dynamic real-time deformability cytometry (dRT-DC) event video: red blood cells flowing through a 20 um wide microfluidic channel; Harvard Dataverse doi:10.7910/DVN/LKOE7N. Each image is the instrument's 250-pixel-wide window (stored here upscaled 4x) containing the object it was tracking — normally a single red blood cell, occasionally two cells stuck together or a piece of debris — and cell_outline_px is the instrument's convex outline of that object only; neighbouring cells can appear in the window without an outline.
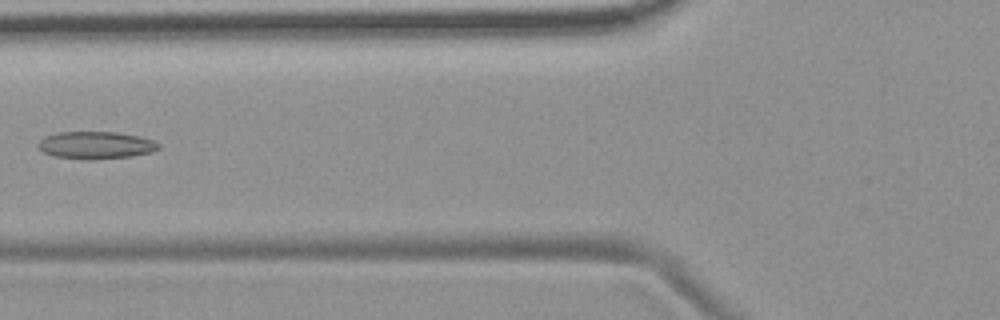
{"species": "common noctule bat (a hibernating species)", "species_latin": "Nyctalus noctula", "temperature_condition": "room temperature", "stored_images_in_passage": 3, "camera_frame_rate_fps": 3000, "um_per_image_px": 0.085, "animal": {"sex": "female", "body_mass_g": 19.9}, "frame": {"image": 1, "passage_image": 2, "time_ms": 1.333, "image_size_px": [1000, 320], "cell_outline_px": [[160, 148], [152, 152], [132, 156], [96, 160], [84, 160], [56, 156], [44, 152], [36, 144], [44, 136], [56, 132], [116, 132], [140, 136], [152, 140], [160, 144]], "centroid_in_image_um": [8.15, 12.34], "position_along_channel_um": 117.6, "area_um2": 19.42}}
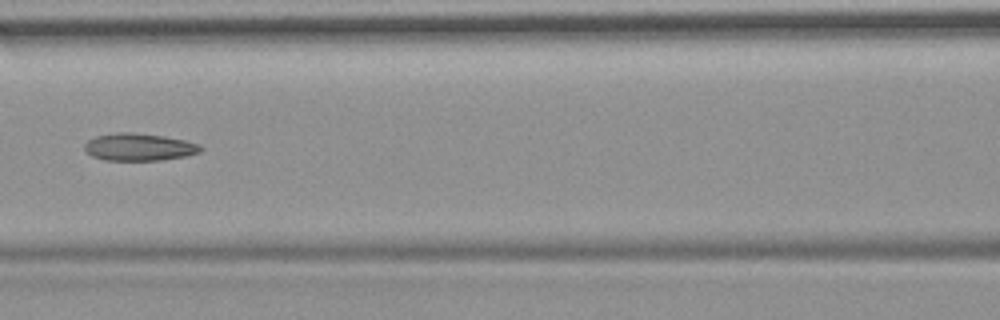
{"frame": {"image": 2, "passage_image": 3, "time_ms": 2.333, "image_size_px": [1000, 320], "cell_outline_px": [[204, 148], [200, 152], [184, 156], [160, 160], [104, 160], [92, 156], [84, 148], [84, 144], [88, 140], [96, 136], [116, 132], [132, 132], [164, 136], [184, 140], [200, 144]], "centroid_in_image_um": [11.82, 12.49], "position_along_channel_um": 154.8, "area_um2": 18.5}}